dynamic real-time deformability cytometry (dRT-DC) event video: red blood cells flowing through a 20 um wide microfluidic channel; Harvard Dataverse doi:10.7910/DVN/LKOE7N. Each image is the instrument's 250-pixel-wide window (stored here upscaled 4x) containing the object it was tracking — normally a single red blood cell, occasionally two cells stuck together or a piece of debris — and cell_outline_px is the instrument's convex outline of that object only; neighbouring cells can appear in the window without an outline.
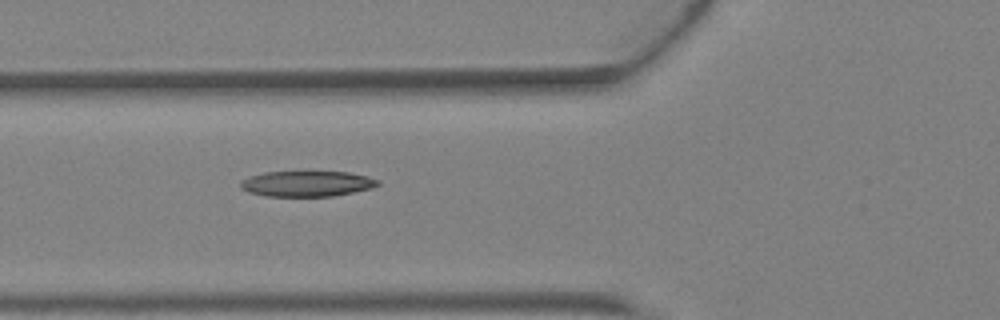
{"species": "Egyptian fruit bat (a non-hibernating species)", "species_latin": "Rousettus aegyptiacus", "temperature_condition": "warm", "stored_images_in_passage": 5, "camera_frame_rate_fps": 3000, "um_per_image_px": 0.085, "animal": {"sex": "female"}, "frame": {"image": 1, "passage_image": 5, "time_ms": 1.333, "image_size_px": [1000, 320], "cell_outline_px": [[380, 184], [372, 188], [332, 196], [264, 196], [248, 192], [240, 188], [240, 180], [248, 176], [264, 172], [348, 172], [368, 176], [380, 180]], "centroid_in_image_um": [26.06, 15.61], "position_along_channel_um": 99.7, "area_um2": 20.58}}